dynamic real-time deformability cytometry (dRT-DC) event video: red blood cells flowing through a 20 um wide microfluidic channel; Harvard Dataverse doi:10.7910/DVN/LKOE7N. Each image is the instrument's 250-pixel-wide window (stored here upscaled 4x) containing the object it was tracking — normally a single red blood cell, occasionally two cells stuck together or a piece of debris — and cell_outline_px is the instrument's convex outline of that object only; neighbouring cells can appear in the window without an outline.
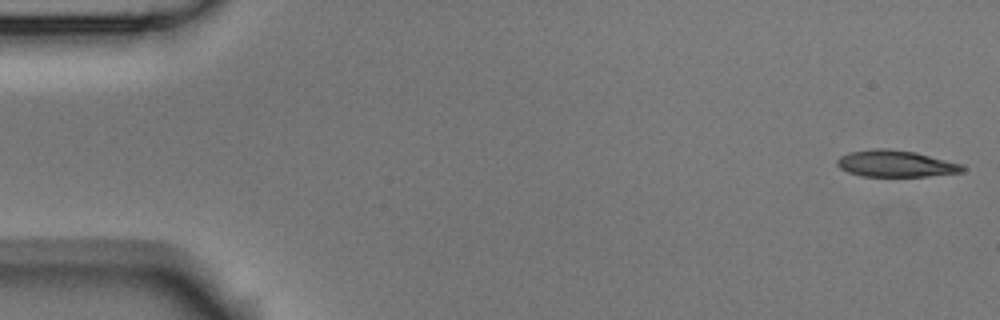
{"species": "Egyptian fruit bat (a non-hibernating species)", "species_latin": "Rousettus aegyptiacus", "temperature_condition": "room temperature", "stored_images_in_passage": 4, "camera_frame_rate_fps": 3000, "um_per_image_px": 0.085, "animal": {"sex": "male"}, "frame": {"image": 1, "passage_image": 1, "time_ms": 0.0, "image_size_px": [1000, 320], "cell_outline_px": [[964, 172], [928, 176], [860, 176], [848, 172], [840, 168], [836, 164], [836, 160], [840, 156], [848, 152], [872, 148], [888, 148], [916, 152], [964, 164]], "centroid_in_image_um": [76.13, 13.9], "position_along_channel_um": 8.9, "area_um2": 19.71}}